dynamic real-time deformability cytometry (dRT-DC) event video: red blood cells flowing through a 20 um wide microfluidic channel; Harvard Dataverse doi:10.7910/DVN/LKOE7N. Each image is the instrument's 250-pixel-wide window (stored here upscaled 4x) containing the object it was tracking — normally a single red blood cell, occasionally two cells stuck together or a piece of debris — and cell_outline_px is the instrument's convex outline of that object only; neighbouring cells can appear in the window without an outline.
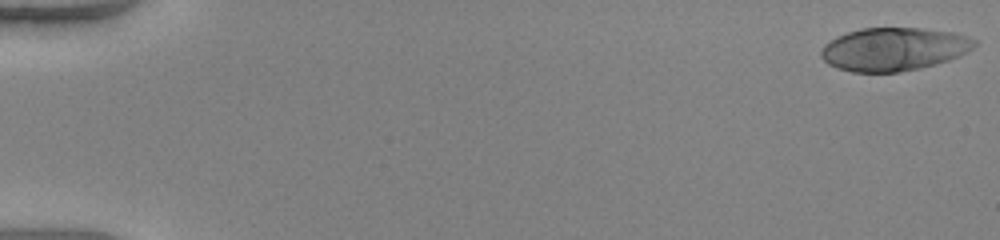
{"species": "human", "species_latin": "Homo sapiens", "temperature_condition": "warm", "stored_images_in_passage": 51, "camera_frame_rate_fps": 3000, "um_per_image_px": 0.085, "donor": {"sex": "female"}, "frame": {"image": 1, "passage_image": 1, "time_ms": 0.0, "image_size_px": [1000, 240], "cell_outline_px": [[976, 44], [968, 52], [960, 56], [948, 60], [916, 68], [896, 72], [852, 72], [836, 68], [828, 64], [820, 56], [820, 52], [824, 44], [836, 36], [860, 28], [920, 28], [952, 32], [976, 40]], "centroid_in_image_um": [75.92, 4.17], "position_along_channel_um": 9.1, "area_um2": 38.38}}
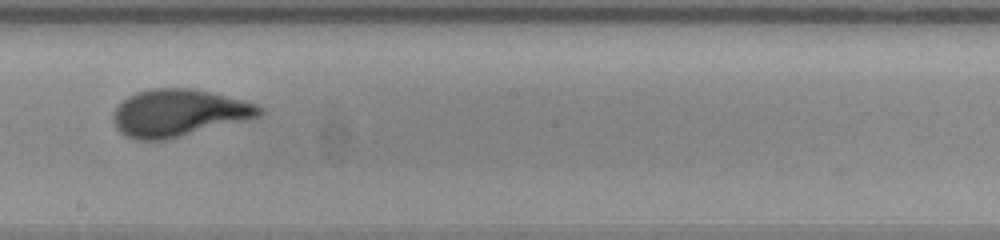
{"frame": {"image": 2, "passage_image": 30, "time_ms": 9.667, "image_size_px": [1000, 240], "cell_outline_px": [[264, 112], [260, 116], [252, 120], [164, 140], [136, 140], [124, 136], [116, 128], [112, 116], [116, 108], [128, 96], [136, 92], [152, 88], [192, 88], [244, 100], [256, 104], [264, 108]], "centroid_in_image_um": [15.23, 9.61], "position_along_channel_um": 233.0, "area_um2": 40.58}}
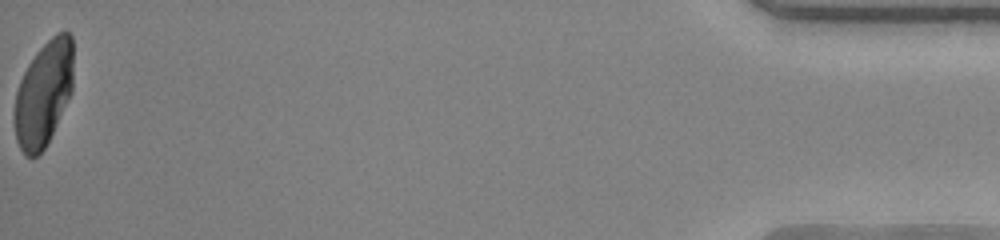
{"frame": {"image": 3, "passage_image": 51, "time_ms": 16.667, "image_size_px": [1000, 240], "cell_outline_px": [[72, 92], [44, 148], [36, 156], [24, 156], [16, 140], [12, 116], [16, 92], [20, 80], [28, 64], [36, 52], [56, 32], [68, 32], [72, 36]], "centroid_in_image_um": [3.67, 7.96], "position_along_channel_um": 431.5, "area_um2": 36.01}, "authors_computed_cell_mechanics": {"area_um2": 38.7838, "velocity_mm_per_s": 4.119, "shape_relaxation_time_tau1_ms": 4.7458, "shape_relaxation_time_tau2_ms": null, "deformation_change_tau1": 0.2624, "deformation_change_tau2": null}}